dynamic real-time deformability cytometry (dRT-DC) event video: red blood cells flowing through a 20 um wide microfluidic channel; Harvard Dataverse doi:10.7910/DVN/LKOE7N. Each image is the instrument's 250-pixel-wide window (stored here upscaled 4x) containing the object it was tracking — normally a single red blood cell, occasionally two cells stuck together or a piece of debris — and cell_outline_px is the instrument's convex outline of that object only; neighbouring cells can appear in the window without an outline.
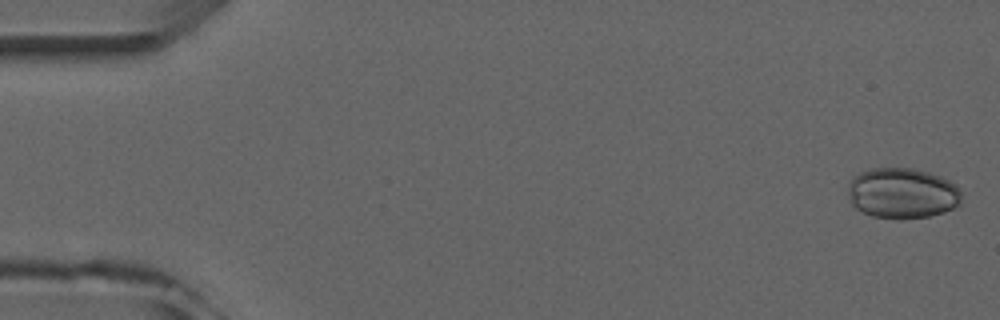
{"species": "common noctule bat (a hibernating species)", "species_latin": "Nyctalus noctula", "temperature_condition": "room temperature", "stored_images_in_passage": 5, "camera_frame_rate_fps": 3000, "um_per_image_px": 0.085, "animal": {"sex": "male", "forearm_length_mm": 52.5}, "frame": {"image": 1, "passage_image": 1, "time_ms": 0.0, "image_size_px": [1000, 320], "cell_outline_px": [[960, 204], [944, 212], [928, 216], [900, 220], [872, 216], [856, 208], [852, 204], [848, 192], [848, 184], [852, 176], [860, 172], [872, 168], [912, 168], [928, 172], [940, 176], [956, 184], [960, 188]], "centroid_in_image_um": [76.68, 16.42], "position_along_channel_um": 8.3, "area_um2": 33.7}}